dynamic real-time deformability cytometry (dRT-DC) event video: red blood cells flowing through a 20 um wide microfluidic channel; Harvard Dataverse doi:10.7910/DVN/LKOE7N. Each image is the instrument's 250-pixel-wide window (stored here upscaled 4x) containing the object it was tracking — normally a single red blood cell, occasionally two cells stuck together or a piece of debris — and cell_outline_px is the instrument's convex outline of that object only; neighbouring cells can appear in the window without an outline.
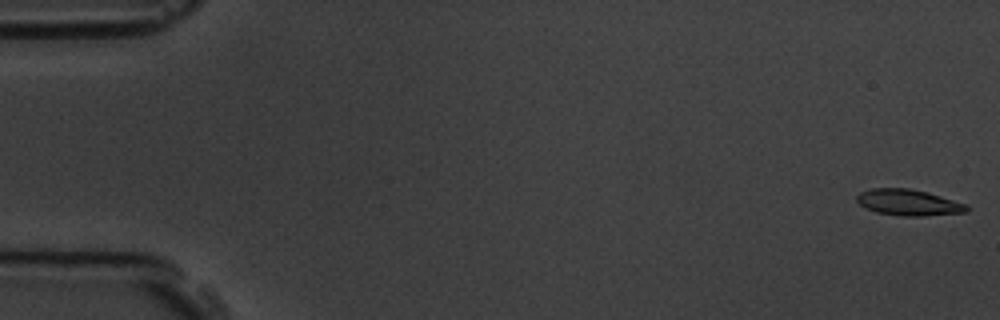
{"species": "common noctule bat (a hibernating species)", "species_latin": "Nyctalus noctula", "temperature_condition": "room temperature", "stored_images_in_passage": 5, "camera_frame_rate_fps": 3000, "um_per_image_px": 0.085, "animal": {"sex": "male", "body_mass_g": 19.5, "forearm_length_mm": 54.6}, "frame": {"image": 1, "passage_image": 1, "time_ms": 0.0, "image_size_px": [1000, 320], "cell_outline_px": [[968, 212], [924, 216], [900, 216], [876, 212], [864, 208], [856, 200], [856, 196], [860, 192], [872, 188], [908, 188], [928, 192], [968, 204]], "centroid_in_image_um": [77.23, 17.21], "position_along_channel_um": 7.8, "area_um2": 16.94}}